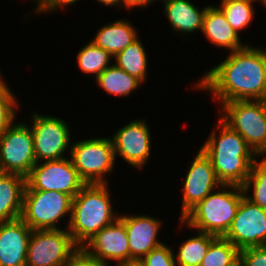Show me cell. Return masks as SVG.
<instances>
[{
  "label": "cell",
  "mask_w": 266,
  "mask_h": 266,
  "mask_svg": "<svg viewBox=\"0 0 266 266\" xmlns=\"http://www.w3.org/2000/svg\"><path fill=\"white\" fill-rule=\"evenodd\" d=\"M197 82L192 84L193 88L212 93V99L219 105L237 100H263L266 98V48L247 44L229 52Z\"/></svg>",
  "instance_id": "6da1fadb"
},
{
  "label": "cell",
  "mask_w": 266,
  "mask_h": 266,
  "mask_svg": "<svg viewBox=\"0 0 266 266\" xmlns=\"http://www.w3.org/2000/svg\"><path fill=\"white\" fill-rule=\"evenodd\" d=\"M217 123L200 148L209 157L221 184L242 187L258 156L220 117Z\"/></svg>",
  "instance_id": "7a4b0ae2"
},
{
  "label": "cell",
  "mask_w": 266,
  "mask_h": 266,
  "mask_svg": "<svg viewBox=\"0 0 266 266\" xmlns=\"http://www.w3.org/2000/svg\"><path fill=\"white\" fill-rule=\"evenodd\" d=\"M108 184H85L72 198L67 229L78 247H82L102 228L119 218L111 202Z\"/></svg>",
  "instance_id": "3957f363"
},
{
  "label": "cell",
  "mask_w": 266,
  "mask_h": 266,
  "mask_svg": "<svg viewBox=\"0 0 266 266\" xmlns=\"http://www.w3.org/2000/svg\"><path fill=\"white\" fill-rule=\"evenodd\" d=\"M0 197L32 230L62 229L57 224L69 216L68 222H65L68 228L72 203L68 194L59 191L7 190Z\"/></svg>",
  "instance_id": "277c9868"
},
{
  "label": "cell",
  "mask_w": 266,
  "mask_h": 266,
  "mask_svg": "<svg viewBox=\"0 0 266 266\" xmlns=\"http://www.w3.org/2000/svg\"><path fill=\"white\" fill-rule=\"evenodd\" d=\"M243 196L241 186L222 184L190 209L179 224L187 225L188 229L223 237L235 218Z\"/></svg>",
  "instance_id": "5b68a950"
},
{
  "label": "cell",
  "mask_w": 266,
  "mask_h": 266,
  "mask_svg": "<svg viewBox=\"0 0 266 266\" xmlns=\"http://www.w3.org/2000/svg\"><path fill=\"white\" fill-rule=\"evenodd\" d=\"M36 163L30 125L22 121L12 124L0 136V196L23 181Z\"/></svg>",
  "instance_id": "8992f818"
},
{
  "label": "cell",
  "mask_w": 266,
  "mask_h": 266,
  "mask_svg": "<svg viewBox=\"0 0 266 266\" xmlns=\"http://www.w3.org/2000/svg\"><path fill=\"white\" fill-rule=\"evenodd\" d=\"M220 107L219 117L244 138L258 157L266 156V118L262 100L230 101Z\"/></svg>",
  "instance_id": "52a82bcc"
},
{
  "label": "cell",
  "mask_w": 266,
  "mask_h": 266,
  "mask_svg": "<svg viewBox=\"0 0 266 266\" xmlns=\"http://www.w3.org/2000/svg\"><path fill=\"white\" fill-rule=\"evenodd\" d=\"M70 159L86 184H105L115 169L114 145L111 137L89 138L71 144Z\"/></svg>",
  "instance_id": "ba28073f"
},
{
  "label": "cell",
  "mask_w": 266,
  "mask_h": 266,
  "mask_svg": "<svg viewBox=\"0 0 266 266\" xmlns=\"http://www.w3.org/2000/svg\"><path fill=\"white\" fill-rule=\"evenodd\" d=\"M85 184L67 156L60 160L36 163L23 181L8 190L59 191L74 198Z\"/></svg>",
  "instance_id": "9c48e42d"
},
{
  "label": "cell",
  "mask_w": 266,
  "mask_h": 266,
  "mask_svg": "<svg viewBox=\"0 0 266 266\" xmlns=\"http://www.w3.org/2000/svg\"><path fill=\"white\" fill-rule=\"evenodd\" d=\"M30 128L33 134L35 159L38 162L60 160L71 149V133L68 122L54 115H42L32 111Z\"/></svg>",
  "instance_id": "30bf717a"
},
{
  "label": "cell",
  "mask_w": 266,
  "mask_h": 266,
  "mask_svg": "<svg viewBox=\"0 0 266 266\" xmlns=\"http://www.w3.org/2000/svg\"><path fill=\"white\" fill-rule=\"evenodd\" d=\"M78 248L67 227L33 230L28 241L26 266H66Z\"/></svg>",
  "instance_id": "8fae6325"
},
{
  "label": "cell",
  "mask_w": 266,
  "mask_h": 266,
  "mask_svg": "<svg viewBox=\"0 0 266 266\" xmlns=\"http://www.w3.org/2000/svg\"><path fill=\"white\" fill-rule=\"evenodd\" d=\"M32 231L0 197V266H26Z\"/></svg>",
  "instance_id": "7c38bea8"
},
{
  "label": "cell",
  "mask_w": 266,
  "mask_h": 266,
  "mask_svg": "<svg viewBox=\"0 0 266 266\" xmlns=\"http://www.w3.org/2000/svg\"><path fill=\"white\" fill-rule=\"evenodd\" d=\"M223 238L239 250L266 246V209L243 196L235 218Z\"/></svg>",
  "instance_id": "4fadbf2b"
},
{
  "label": "cell",
  "mask_w": 266,
  "mask_h": 266,
  "mask_svg": "<svg viewBox=\"0 0 266 266\" xmlns=\"http://www.w3.org/2000/svg\"><path fill=\"white\" fill-rule=\"evenodd\" d=\"M149 129L145 119H135L114 132L111 139L115 159L120 156L135 169L142 170L151 156L152 137Z\"/></svg>",
  "instance_id": "5bb4252c"
},
{
  "label": "cell",
  "mask_w": 266,
  "mask_h": 266,
  "mask_svg": "<svg viewBox=\"0 0 266 266\" xmlns=\"http://www.w3.org/2000/svg\"><path fill=\"white\" fill-rule=\"evenodd\" d=\"M182 180V206L179 220L197 203L222 184L218 180L209 157L200 150L196 153Z\"/></svg>",
  "instance_id": "9a60e30c"
},
{
  "label": "cell",
  "mask_w": 266,
  "mask_h": 266,
  "mask_svg": "<svg viewBox=\"0 0 266 266\" xmlns=\"http://www.w3.org/2000/svg\"><path fill=\"white\" fill-rule=\"evenodd\" d=\"M82 248L97 260L111 265L109 261H115V266L130 259V248L127 230L120 218L102 228Z\"/></svg>",
  "instance_id": "2e32d148"
},
{
  "label": "cell",
  "mask_w": 266,
  "mask_h": 266,
  "mask_svg": "<svg viewBox=\"0 0 266 266\" xmlns=\"http://www.w3.org/2000/svg\"><path fill=\"white\" fill-rule=\"evenodd\" d=\"M122 220L127 230V236L130 248V259H142L152 249L157 248L164 242L158 238L160 228L162 229V220L149 215L121 214Z\"/></svg>",
  "instance_id": "e0dca14e"
},
{
  "label": "cell",
  "mask_w": 266,
  "mask_h": 266,
  "mask_svg": "<svg viewBox=\"0 0 266 266\" xmlns=\"http://www.w3.org/2000/svg\"><path fill=\"white\" fill-rule=\"evenodd\" d=\"M201 32L214 47L228 49L233 52L244 48L240 35L227 22L224 13L217 7L209 5L206 8Z\"/></svg>",
  "instance_id": "ac0fdd59"
},
{
  "label": "cell",
  "mask_w": 266,
  "mask_h": 266,
  "mask_svg": "<svg viewBox=\"0 0 266 266\" xmlns=\"http://www.w3.org/2000/svg\"><path fill=\"white\" fill-rule=\"evenodd\" d=\"M163 4L164 14L176 33L188 37L196 30H202L204 14L209 5L199 9L189 0H167Z\"/></svg>",
  "instance_id": "d6986e66"
},
{
  "label": "cell",
  "mask_w": 266,
  "mask_h": 266,
  "mask_svg": "<svg viewBox=\"0 0 266 266\" xmlns=\"http://www.w3.org/2000/svg\"><path fill=\"white\" fill-rule=\"evenodd\" d=\"M130 23L125 19L110 22L97 30L91 42L114 57L140 36L135 26Z\"/></svg>",
  "instance_id": "ffe728a7"
},
{
  "label": "cell",
  "mask_w": 266,
  "mask_h": 266,
  "mask_svg": "<svg viewBox=\"0 0 266 266\" xmlns=\"http://www.w3.org/2000/svg\"><path fill=\"white\" fill-rule=\"evenodd\" d=\"M99 88L103 89L109 95L118 97L130 96L143 83L128 74L123 69L117 67L114 63L104 69L95 79Z\"/></svg>",
  "instance_id": "44dd1931"
},
{
  "label": "cell",
  "mask_w": 266,
  "mask_h": 266,
  "mask_svg": "<svg viewBox=\"0 0 266 266\" xmlns=\"http://www.w3.org/2000/svg\"><path fill=\"white\" fill-rule=\"evenodd\" d=\"M144 44L139 37L127 48L114 56L115 65L131 76L139 79L143 84L148 77V57Z\"/></svg>",
  "instance_id": "7402d4cb"
},
{
  "label": "cell",
  "mask_w": 266,
  "mask_h": 266,
  "mask_svg": "<svg viewBox=\"0 0 266 266\" xmlns=\"http://www.w3.org/2000/svg\"><path fill=\"white\" fill-rule=\"evenodd\" d=\"M196 233L178 247V252L174 254L177 266H200L210 244L217 238L209 233Z\"/></svg>",
  "instance_id": "603a6c76"
},
{
  "label": "cell",
  "mask_w": 266,
  "mask_h": 266,
  "mask_svg": "<svg viewBox=\"0 0 266 266\" xmlns=\"http://www.w3.org/2000/svg\"><path fill=\"white\" fill-rule=\"evenodd\" d=\"M76 58L78 68L85 74H94L95 79L112 64L110 60L114 59L110 53L95 46L91 41L80 48Z\"/></svg>",
  "instance_id": "cb8c5ba5"
},
{
  "label": "cell",
  "mask_w": 266,
  "mask_h": 266,
  "mask_svg": "<svg viewBox=\"0 0 266 266\" xmlns=\"http://www.w3.org/2000/svg\"><path fill=\"white\" fill-rule=\"evenodd\" d=\"M244 196L253 204L266 209V156L255 160L246 182L242 186ZM253 190V191H252ZM253 192L252 195L249 192Z\"/></svg>",
  "instance_id": "d4e9b609"
},
{
  "label": "cell",
  "mask_w": 266,
  "mask_h": 266,
  "mask_svg": "<svg viewBox=\"0 0 266 266\" xmlns=\"http://www.w3.org/2000/svg\"><path fill=\"white\" fill-rule=\"evenodd\" d=\"M256 0H232L217 6L237 34L248 27L254 19Z\"/></svg>",
  "instance_id": "484cf974"
},
{
  "label": "cell",
  "mask_w": 266,
  "mask_h": 266,
  "mask_svg": "<svg viewBox=\"0 0 266 266\" xmlns=\"http://www.w3.org/2000/svg\"><path fill=\"white\" fill-rule=\"evenodd\" d=\"M239 259V249L223 237L209 246L200 266H231Z\"/></svg>",
  "instance_id": "4316f807"
},
{
  "label": "cell",
  "mask_w": 266,
  "mask_h": 266,
  "mask_svg": "<svg viewBox=\"0 0 266 266\" xmlns=\"http://www.w3.org/2000/svg\"><path fill=\"white\" fill-rule=\"evenodd\" d=\"M12 92L7 83L0 88V136L16 122L19 102Z\"/></svg>",
  "instance_id": "83f0119b"
},
{
  "label": "cell",
  "mask_w": 266,
  "mask_h": 266,
  "mask_svg": "<svg viewBox=\"0 0 266 266\" xmlns=\"http://www.w3.org/2000/svg\"><path fill=\"white\" fill-rule=\"evenodd\" d=\"M162 244L152 249L142 260L145 266H177L175 261V252L172 247Z\"/></svg>",
  "instance_id": "f1b7e54d"
},
{
  "label": "cell",
  "mask_w": 266,
  "mask_h": 266,
  "mask_svg": "<svg viewBox=\"0 0 266 266\" xmlns=\"http://www.w3.org/2000/svg\"><path fill=\"white\" fill-rule=\"evenodd\" d=\"M239 259L243 266H266V246L239 250Z\"/></svg>",
  "instance_id": "f546056e"
},
{
  "label": "cell",
  "mask_w": 266,
  "mask_h": 266,
  "mask_svg": "<svg viewBox=\"0 0 266 266\" xmlns=\"http://www.w3.org/2000/svg\"><path fill=\"white\" fill-rule=\"evenodd\" d=\"M80 0H35L33 3H36V7H34V12L39 14L44 13H52L59 11L58 9H64L65 6H70L79 2Z\"/></svg>",
  "instance_id": "4dcf8cb0"
},
{
  "label": "cell",
  "mask_w": 266,
  "mask_h": 266,
  "mask_svg": "<svg viewBox=\"0 0 266 266\" xmlns=\"http://www.w3.org/2000/svg\"><path fill=\"white\" fill-rule=\"evenodd\" d=\"M66 266H112L90 256L82 247H79L70 257Z\"/></svg>",
  "instance_id": "1f68e13d"
},
{
  "label": "cell",
  "mask_w": 266,
  "mask_h": 266,
  "mask_svg": "<svg viewBox=\"0 0 266 266\" xmlns=\"http://www.w3.org/2000/svg\"><path fill=\"white\" fill-rule=\"evenodd\" d=\"M146 0H121V8H125L127 10L132 8H145Z\"/></svg>",
  "instance_id": "d6a6232c"
},
{
  "label": "cell",
  "mask_w": 266,
  "mask_h": 266,
  "mask_svg": "<svg viewBox=\"0 0 266 266\" xmlns=\"http://www.w3.org/2000/svg\"><path fill=\"white\" fill-rule=\"evenodd\" d=\"M116 266H145L144 261L142 259H128L126 261H122L118 263Z\"/></svg>",
  "instance_id": "836d02e7"
},
{
  "label": "cell",
  "mask_w": 266,
  "mask_h": 266,
  "mask_svg": "<svg viewBox=\"0 0 266 266\" xmlns=\"http://www.w3.org/2000/svg\"><path fill=\"white\" fill-rule=\"evenodd\" d=\"M97 2H99V4H102L107 7H116L119 6L121 8V0H95Z\"/></svg>",
  "instance_id": "e575fe53"
},
{
  "label": "cell",
  "mask_w": 266,
  "mask_h": 266,
  "mask_svg": "<svg viewBox=\"0 0 266 266\" xmlns=\"http://www.w3.org/2000/svg\"><path fill=\"white\" fill-rule=\"evenodd\" d=\"M158 1H162V3L163 2H165V1H167V0H146V6L148 5H152V4H154V3H156V2H158Z\"/></svg>",
  "instance_id": "d590c367"
},
{
  "label": "cell",
  "mask_w": 266,
  "mask_h": 266,
  "mask_svg": "<svg viewBox=\"0 0 266 266\" xmlns=\"http://www.w3.org/2000/svg\"><path fill=\"white\" fill-rule=\"evenodd\" d=\"M262 107H263L264 115H265V118H266V98H264L262 100Z\"/></svg>",
  "instance_id": "8d00e7d4"
},
{
  "label": "cell",
  "mask_w": 266,
  "mask_h": 266,
  "mask_svg": "<svg viewBox=\"0 0 266 266\" xmlns=\"http://www.w3.org/2000/svg\"><path fill=\"white\" fill-rule=\"evenodd\" d=\"M2 73H1V70H0V88L6 83V81H4V79L2 78Z\"/></svg>",
  "instance_id": "74e56055"
},
{
  "label": "cell",
  "mask_w": 266,
  "mask_h": 266,
  "mask_svg": "<svg viewBox=\"0 0 266 266\" xmlns=\"http://www.w3.org/2000/svg\"><path fill=\"white\" fill-rule=\"evenodd\" d=\"M231 266H243L242 262L240 261V259H238L233 265Z\"/></svg>",
  "instance_id": "f35d334b"
},
{
  "label": "cell",
  "mask_w": 266,
  "mask_h": 266,
  "mask_svg": "<svg viewBox=\"0 0 266 266\" xmlns=\"http://www.w3.org/2000/svg\"><path fill=\"white\" fill-rule=\"evenodd\" d=\"M257 2H261V4L266 8V0H256Z\"/></svg>",
  "instance_id": "ab89813d"
},
{
  "label": "cell",
  "mask_w": 266,
  "mask_h": 266,
  "mask_svg": "<svg viewBox=\"0 0 266 266\" xmlns=\"http://www.w3.org/2000/svg\"><path fill=\"white\" fill-rule=\"evenodd\" d=\"M228 1H232V0H221V2L219 4H223V3L228 2Z\"/></svg>",
  "instance_id": "60d3db41"
}]
</instances>
